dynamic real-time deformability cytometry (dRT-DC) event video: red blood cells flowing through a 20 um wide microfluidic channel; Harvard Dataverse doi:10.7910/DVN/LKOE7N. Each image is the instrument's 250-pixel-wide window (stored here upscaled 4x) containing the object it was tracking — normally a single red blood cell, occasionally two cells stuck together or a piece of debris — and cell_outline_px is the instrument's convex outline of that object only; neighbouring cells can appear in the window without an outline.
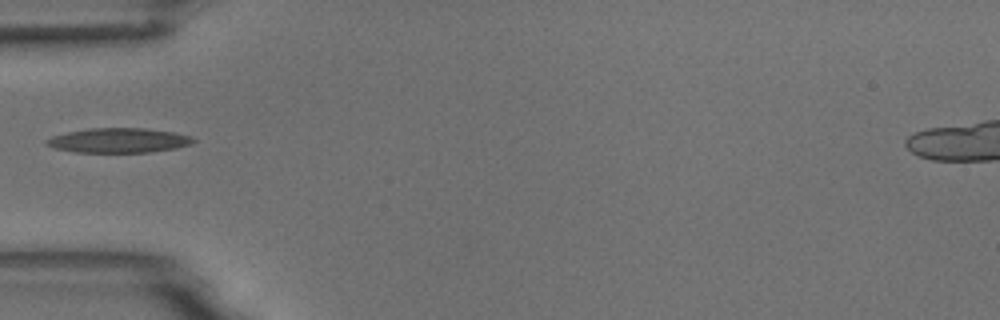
{"species": "common noctule bat (a hibernating species)", "species_latin": "Nyctalus noctula", "temperature_condition": "room temperature", "stored_images_in_passage": 31, "camera_frame_rate_fps": 3000, "um_per_image_px": 0.085, "animal": {"sex": "male", "body_mass_g": 18.8}, "frame": {"image": 1, "passage_image": 1, "time_ms": 0.0, "image_size_px": [1000, 320], "cell_outline_px": [[196, 140], [192, 144], [176, 148], [148, 152], [76, 152], [56, 148], [44, 144], [44, 140], [52, 136], [68, 132], [88, 128], [144, 128], [172, 132], [192, 136]], "centroid_in_image_um": [10.09, 11.93], "position_along_channel_um": 74.9, "area_um2": 21.04}}
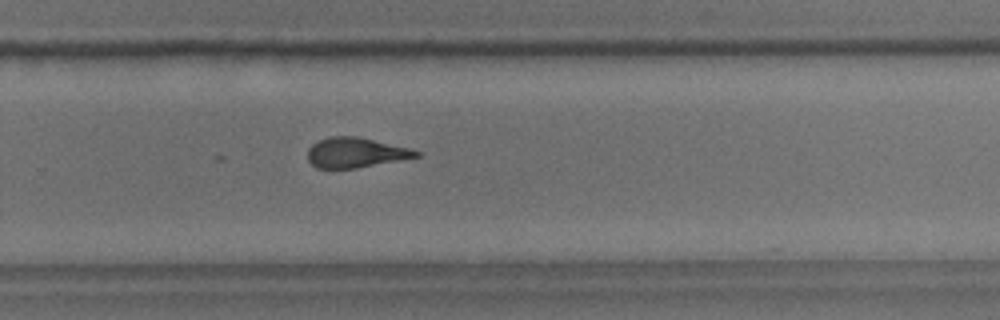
{"frame": {"image": 2, "passage_image": 19, "time_ms": 6.0, "image_size_px": [1000, 320], "cell_outline_px": [[420, 156], [400, 160], [356, 168], [316, 168], [308, 160], [308, 148], [312, 144], [328, 136], [356, 136], [408, 148], [420, 152]], "centroid_in_image_um": [30.19, 12.97], "position_along_channel_um": 299.6, "area_um2": 18.73}}